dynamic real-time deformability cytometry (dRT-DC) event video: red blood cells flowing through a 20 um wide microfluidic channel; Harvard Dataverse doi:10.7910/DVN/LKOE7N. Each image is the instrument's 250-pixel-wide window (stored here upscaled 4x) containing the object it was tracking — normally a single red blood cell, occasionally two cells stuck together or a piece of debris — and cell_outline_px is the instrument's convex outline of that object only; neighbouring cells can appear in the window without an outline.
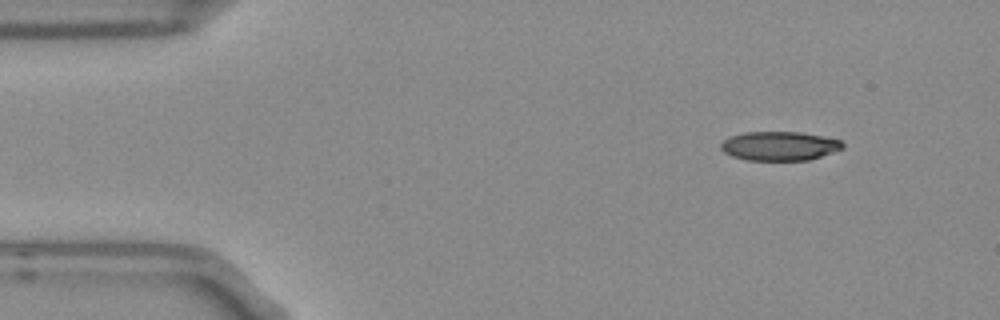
{"species": "Egyptian fruit bat (a non-hibernating species)", "species_latin": "Rousettus aegyptiacus", "temperature_condition": "room temperature", "stored_images_in_passage": 3, "camera_frame_rate_fps": 3000, "um_per_image_px": 0.085, "frame": {"image": 1, "passage_image": 1, "time_ms": 0.0, "image_size_px": [1000, 320], "cell_outline_px": [[844, 148], [808, 160], [744, 160], [732, 156], [724, 152], [720, 148], [720, 144], [724, 140], [732, 136], [744, 132], [800, 132], [840, 140], [844, 144]], "centroid_in_image_um": [66.23, 12.41], "position_along_channel_um": 18.8, "area_um2": 20.46}}